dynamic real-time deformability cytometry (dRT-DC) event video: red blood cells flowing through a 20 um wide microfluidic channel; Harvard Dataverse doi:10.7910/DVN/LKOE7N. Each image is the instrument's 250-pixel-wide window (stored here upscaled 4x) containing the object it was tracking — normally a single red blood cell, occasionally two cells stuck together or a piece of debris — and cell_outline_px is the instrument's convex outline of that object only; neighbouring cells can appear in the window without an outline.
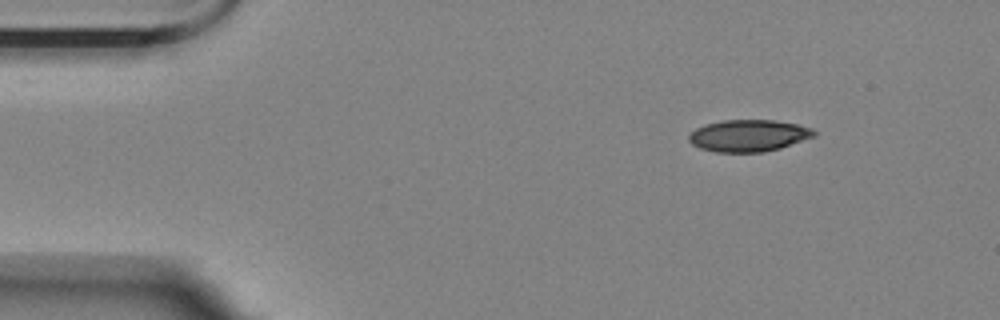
{"species": "Egyptian fruit bat (a non-hibernating species)", "species_latin": "Rousettus aegyptiacus", "temperature_condition": "room temperature", "stored_images_in_passage": 7, "camera_frame_rate_fps": 3000, "um_per_image_px": 0.085, "animal": {"sex": "female"}, "frame": {"image": 1, "passage_image": 7, "time_ms": 7.0, "image_size_px": [1000, 320], "cell_outline_px": [[816, 136], [780, 148], [764, 152], [716, 152], [700, 148], [692, 144], [688, 140], [688, 136], [696, 128], [708, 124], [724, 120], [776, 120], [796, 124], [812, 128], [816, 132]], "centroid_in_image_um": [63.65, 11.53], "position_along_channel_um": 21.4, "area_um2": 23.18}}